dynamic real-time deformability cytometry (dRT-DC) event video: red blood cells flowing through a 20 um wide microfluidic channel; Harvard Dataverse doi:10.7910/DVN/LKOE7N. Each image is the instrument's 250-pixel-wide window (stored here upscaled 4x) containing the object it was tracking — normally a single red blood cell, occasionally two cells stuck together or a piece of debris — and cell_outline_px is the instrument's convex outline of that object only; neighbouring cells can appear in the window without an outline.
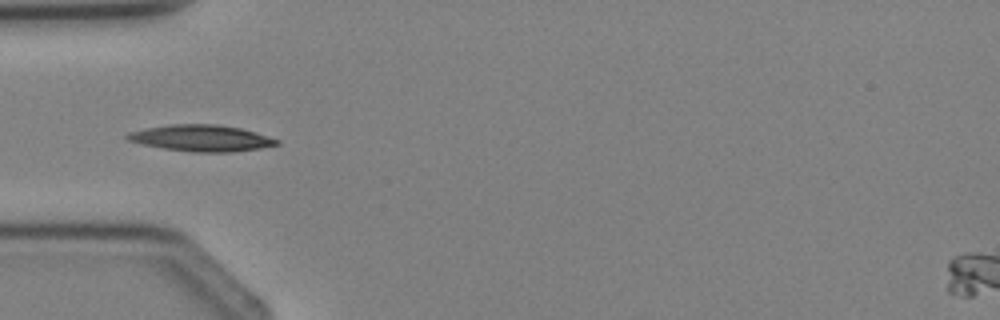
{"species": "Egyptian fruit bat (a non-hibernating species)", "species_latin": "Rousettus aegyptiacus", "temperature_condition": "cold", "stored_images_in_passage": 1, "camera_frame_rate_fps": 3000, "um_per_image_px": 0.085, "animal": {"sex": "female"}, "frame": {"image": 1, "passage_image": 1, "time_ms": 0.0, "image_size_px": [1000, 320], "cell_outline_px": [[280, 144], [260, 148], [232, 152], [192, 152], [164, 148], [144, 144], [128, 140], [124, 136], [128, 132], [144, 128], [168, 124], [216, 124], [240, 128], [256, 132], [280, 140]], "centroid_in_image_um": [17.11, 11.73], "position_along_channel_um": 67.9, "area_um2": 23.0}}